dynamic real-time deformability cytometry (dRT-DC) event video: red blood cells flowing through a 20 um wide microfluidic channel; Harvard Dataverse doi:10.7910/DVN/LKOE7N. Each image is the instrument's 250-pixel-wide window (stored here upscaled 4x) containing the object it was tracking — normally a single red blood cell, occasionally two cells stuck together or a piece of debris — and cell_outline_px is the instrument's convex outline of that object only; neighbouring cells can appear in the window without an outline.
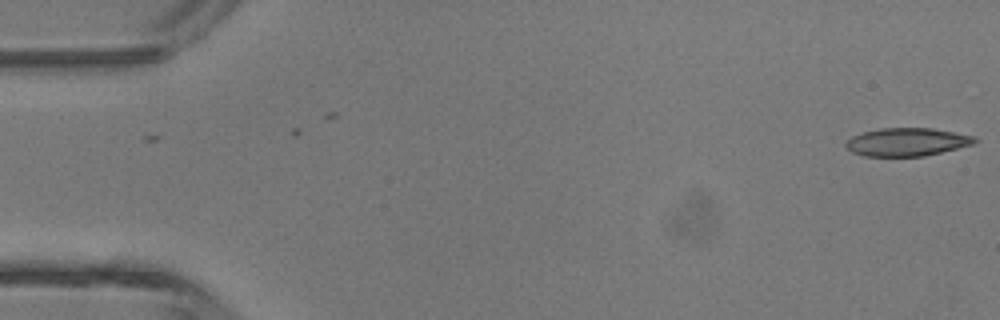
{"species": "common noctule bat (a hibernating species)", "species_latin": "Nyctalus noctula", "temperature_condition": "room temperature", "stored_images_in_passage": 2, "camera_frame_rate_fps": 3000, "um_per_image_px": 0.085, "animal": {"sex": "male", "body_mass_g": 13.3}, "frame": {"image": 1, "passage_image": 2, "time_ms": 1.0, "image_size_px": [1000, 320], "cell_outline_px": [[980, 140], [972, 144], [924, 156], [864, 156], [852, 152], [844, 144], [852, 136], [864, 132], [880, 128], [932, 128], [972, 136]], "centroid_in_image_um": [77.06, 12.07], "position_along_channel_um": 7.9, "area_um2": 20.81}}